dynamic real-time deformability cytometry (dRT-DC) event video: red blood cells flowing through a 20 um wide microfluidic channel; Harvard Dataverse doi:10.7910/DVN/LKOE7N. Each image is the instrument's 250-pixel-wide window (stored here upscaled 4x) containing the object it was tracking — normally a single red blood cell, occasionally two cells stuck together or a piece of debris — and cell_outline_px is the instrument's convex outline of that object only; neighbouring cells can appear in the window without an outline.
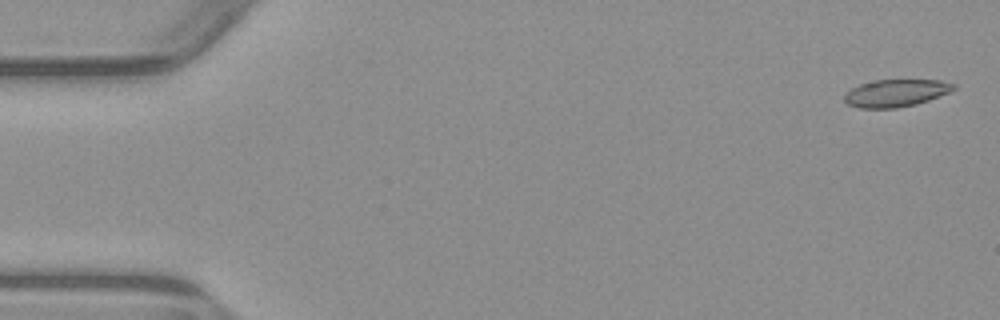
{"species": "common noctule bat (a hibernating species)", "species_latin": "Nyctalus noctula", "temperature_condition": "warm", "stored_images_in_passage": 4, "camera_frame_rate_fps": 3000, "um_per_image_px": 0.085, "animal": {"sex": "male", "body_mass_g": 23.1, "forearm_length_mm": 52.7}, "frame": {"image": 1, "passage_image": 1, "time_ms": 0.0, "image_size_px": [1000, 320], "cell_outline_px": [[956, 88], [948, 92], [928, 100], [916, 104], [896, 108], [860, 108], [848, 104], [844, 100], [844, 96], [852, 88], [860, 84], [876, 80], [940, 80], [956, 84]], "centroid_in_image_um": [76.15, 7.91], "position_along_channel_um": 8.8, "area_um2": 17.22}}
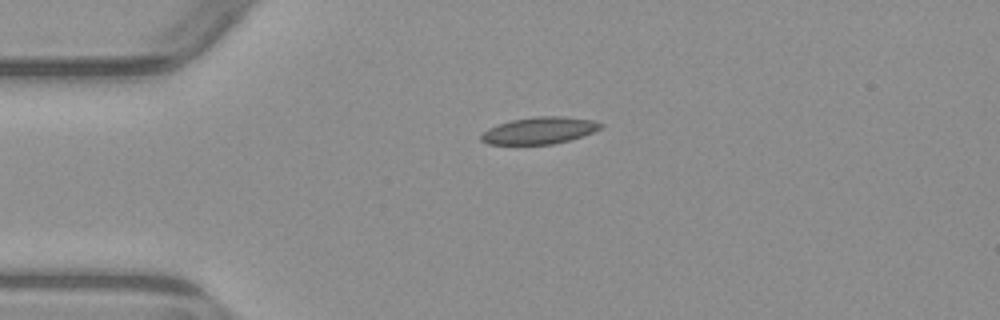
{"frame": {"image": 2, "passage_image": 4, "time_ms": 3.667, "image_size_px": [1000, 320], "cell_outline_px": [[604, 124], [600, 128], [592, 132], [568, 140], [552, 144], [488, 144], [480, 140], [480, 136], [488, 128], [512, 120], [536, 116], [560, 116], [592, 120]], "centroid_in_image_um": [45.82, 11.09], "position_along_channel_um": 39.2, "area_um2": 18.38}}